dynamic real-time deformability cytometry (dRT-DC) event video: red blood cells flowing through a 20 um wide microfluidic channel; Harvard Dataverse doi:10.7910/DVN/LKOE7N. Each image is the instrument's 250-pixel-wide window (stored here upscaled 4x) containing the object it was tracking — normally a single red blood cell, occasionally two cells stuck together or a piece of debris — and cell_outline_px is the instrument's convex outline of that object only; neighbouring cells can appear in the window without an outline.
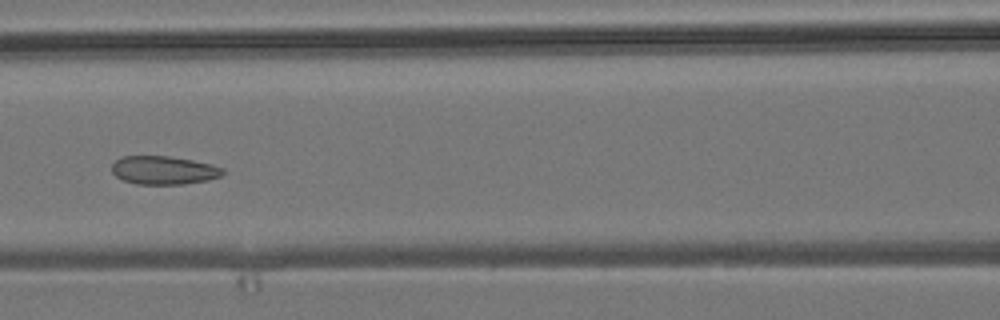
{"species": "common noctule bat (a hibernating species)", "species_latin": "Nyctalus noctula", "temperature_condition": "room temperature", "stored_images_in_passage": 7, "camera_frame_rate_fps": 3000, "um_per_image_px": 0.085, "animal": {"sex": "male", "body_mass_g": 19.2, "forearm_length_mm": 51.8}, "frame": {"image": 1, "passage_image": 7, "time_ms": 7.0, "image_size_px": [1000, 320], "cell_outline_px": [[224, 172], [220, 176], [208, 180], [184, 184], [136, 184], [124, 180], [116, 176], [112, 172], [112, 164], [116, 160], [124, 156], [168, 156], [192, 160], [212, 164], [224, 168]], "centroid_in_image_um": [13.93, 14.47], "position_along_channel_um": 152.7, "area_um2": 18.32}}